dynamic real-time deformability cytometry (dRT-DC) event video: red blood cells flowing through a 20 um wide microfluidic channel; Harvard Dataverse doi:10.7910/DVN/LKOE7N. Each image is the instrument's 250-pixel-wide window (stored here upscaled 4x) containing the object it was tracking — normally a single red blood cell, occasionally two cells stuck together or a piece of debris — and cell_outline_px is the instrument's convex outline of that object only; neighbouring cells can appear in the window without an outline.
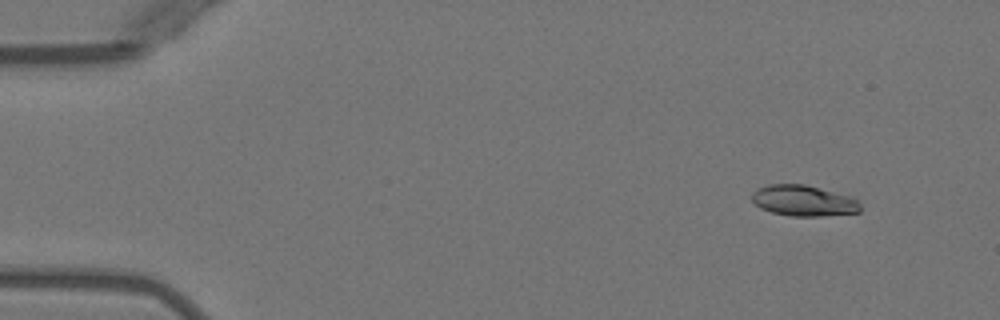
{"species": "Egyptian fruit bat (a non-hibernating species)", "species_latin": "Rousettus aegyptiacus", "temperature_condition": "warm", "stored_images_in_passage": 3, "camera_frame_rate_fps": 3000, "um_per_image_px": 0.085, "animal": {"sex": "female"}, "frame": {"image": 1, "passage_image": 1, "time_ms": 0.0, "image_size_px": [1000, 320], "cell_outline_px": [[860, 212], [820, 216], [788, 216], [772, 212], [760, 208], [752, 204], [752, 192], [768, 184], [804, 184], [852, 196], [860, 200]], "centroid_in_image_um": [68.31, 17.06], "position_along_channel_um": 16.7, "area_um2": 19.71}}
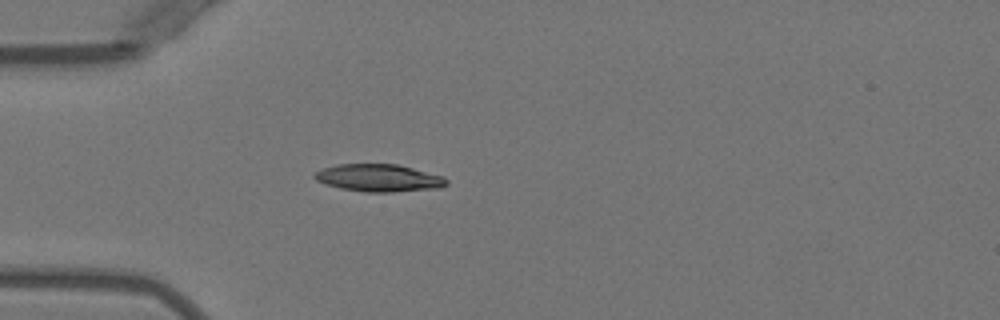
{"frame": {"image": 2, "passage_image": 3, "time_ms": 3.333, "image_size_px": [1000, 320], "cell_outline_px": [[448, 184], [440, 188], [392, 192], [368, 192], [340, 188], [316, 180], [312, 176], [316, 172], [324, 168], [336, 164], [396, 164], [444, 176], [448, 180]], "centroid_in_image_um": [32.23, 15.12], "position_along_channel_um": 52.8, "area_um2": 20.98}}